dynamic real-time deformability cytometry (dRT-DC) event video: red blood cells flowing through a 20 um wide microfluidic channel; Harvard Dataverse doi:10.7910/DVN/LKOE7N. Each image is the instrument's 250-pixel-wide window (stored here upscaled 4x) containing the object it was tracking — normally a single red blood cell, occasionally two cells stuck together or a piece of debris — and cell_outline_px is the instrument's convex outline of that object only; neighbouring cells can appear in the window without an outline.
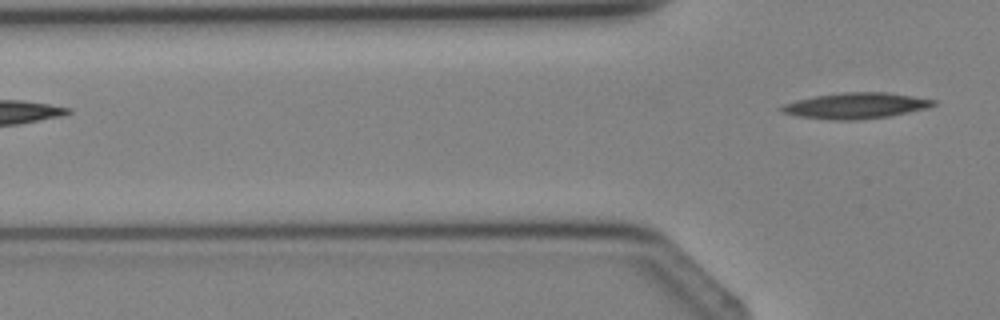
{"species": "Egyptian fruit bat (a non-hibernating species)", "species_latin": "Rousettus aegyptiacus", "temperature_condition": "cold", "stored_images_in_passage": 5, "camera_frame_rate_fps": 3000, "um_per_image_px": 0.085, "animal": {"sex": "female"}, "frame": {"image": 1, "passage_image": 5, "time_ms": 4.667, "image_size_px": [1000, 320], "cell_outline_px": [[936, 104], [928, 108], [888, 116], [856, 120], [832, 120], [796, 116], [780, 112], [780, 108], [784, 104], [796, 100], [816, 96], [844, 92], [888, 92], [936, 100]], "centroid_in_image_um": [72.73, 8.98], "position_along_channel_um": 53.1, "area_um2": 22.83}}